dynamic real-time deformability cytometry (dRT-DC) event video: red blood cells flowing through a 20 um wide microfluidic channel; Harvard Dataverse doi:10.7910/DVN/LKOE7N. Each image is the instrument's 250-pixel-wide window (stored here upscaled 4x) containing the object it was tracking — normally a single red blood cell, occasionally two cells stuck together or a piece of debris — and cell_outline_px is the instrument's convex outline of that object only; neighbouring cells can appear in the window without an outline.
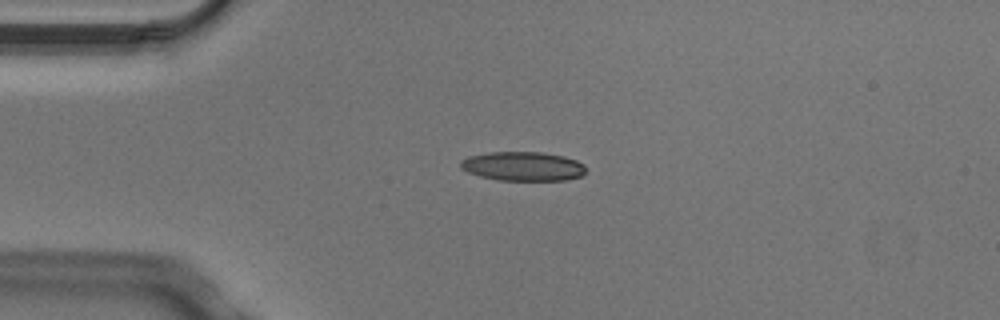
{"species": "Egyptian fruit bat (a non-hibernating species)", "species_latin": "Rousettus aegyptiacus", "temperature_condition": "cold", "stored_images_in_passage": 3, "camera_frame_rate_fps": 3000, "um_per_image_px": 0.085, "animal": {"sex": "male"}, "frame": {"image": 1, "passage_image": 2, "time_ms": 0.333, "image_size_px": [1000, 320], "cell_outline_px": [[584, 172], [580, 176], [564, 180], [500, 180], [480, 176], [468, 172], [460, 168], [460, 160], [468, 156], [488, 152], [540, 152], [564, 156], [576, 160], [584, 164]], "centroid_in_image_um": [44.41, 14.12], "position_along_channel_um": 40.6, "area_um2": 21.21}}